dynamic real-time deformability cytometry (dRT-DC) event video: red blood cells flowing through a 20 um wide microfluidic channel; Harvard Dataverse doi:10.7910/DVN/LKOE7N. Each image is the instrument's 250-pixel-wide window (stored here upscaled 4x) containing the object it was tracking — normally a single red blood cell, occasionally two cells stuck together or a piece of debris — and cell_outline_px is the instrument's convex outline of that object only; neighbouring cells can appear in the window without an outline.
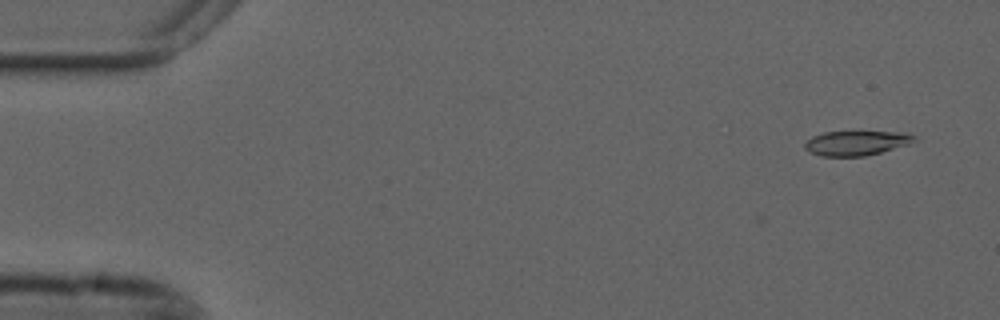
{"species": "common noctule bat (a hibernating species)", "species_latin": "Nyctalus noctula", "temperature_condition": "cold", "stored_images_in_passage": 54, "camera_frame_rate_fps": 3000, "um_per_image_px": 0.085, "animal": {"sex": "male", "forearm_length_mm": 52.5}, "frame": {"image": 1, "passage_image": 2, "time_ms": 0.333, "image_size_px": [1000, 320], "cell_outline_px": [[916, 140], [908, 144], [880, 152], [864, 156], [820, 156], [808, 152], [804, 148], [804, 144], [812, 136], [824, 132], [904, 132], [916, 136]], "centroid_in_image_um": [72.75, 12.16], "position_along_channel_um": 12.2, "area_um2": 15.61}}
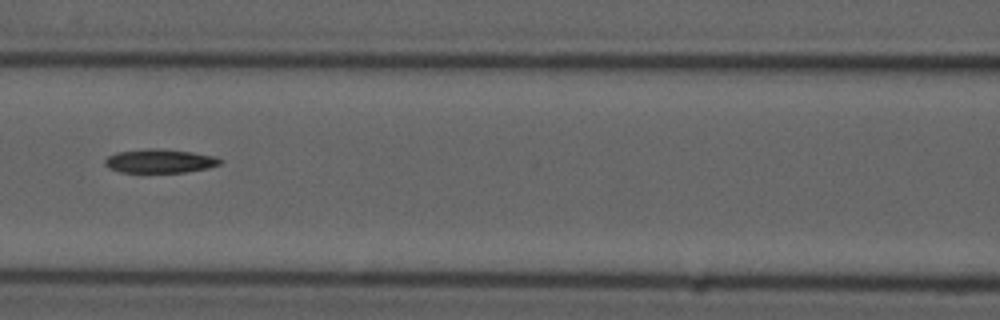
{"frame": {"image": 2, "passage_image": 23, "time_ms": 7.333, "image_size_px": [1000, 320], "cell_outline_px": [[224, 160], [220, 164], [208, 168], [184, 172], [120, 172], [108, 168], [104, 164], [104, 160], [108, 156], [116, 152], [148, 148], [156, 148], [192, 152], [216, 156]], "centroid_in_image_um": [13.58, 13.68], "position_along_channel_um": 153.0, "area_um2": 16.07}}
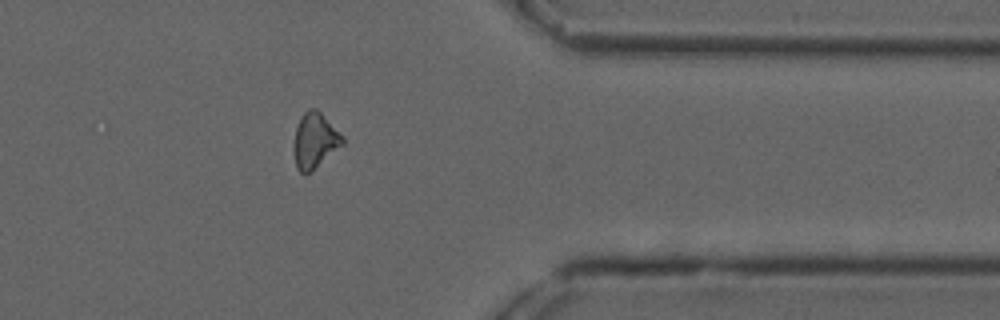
{"frame": {"image": 3, "passage_image": 43, "time_ms": 14.0, "image_size_px": [1000, 320], "cell_outline_px": [[344, 144], [312, 172], [304, 176], [296, 168], [292, 148], [296, 128], [300, 116], [308, 108], [316, 108], [344, 136]], "centroid_in_image_um": [26.74, 11.98], "position_along_channel_um": 384.7, "area_um2": 16.18}}